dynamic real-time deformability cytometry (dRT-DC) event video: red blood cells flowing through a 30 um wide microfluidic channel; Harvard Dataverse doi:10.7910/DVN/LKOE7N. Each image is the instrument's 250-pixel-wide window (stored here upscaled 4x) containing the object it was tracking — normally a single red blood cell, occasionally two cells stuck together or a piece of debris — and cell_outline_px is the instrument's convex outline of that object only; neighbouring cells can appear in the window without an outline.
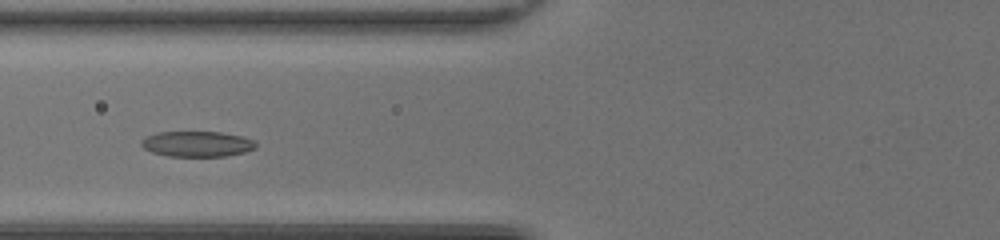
{"species": "common noctule bat (a hibernating species)", "species_latin": "Nyctalus noctula", "temperature_condition": "room temperature", "stored_images_in_passage": 39, "camera_frame_rate_fps": 3000, "um_per_image_px": 0.085, "animal": {"sex": "female", "body_mass_g": 20.0, "forearm_length_mm": 54.0}, "frame": {"image": 1, "passage_image": 10, "time_ms": 3.0, "image_size_px": [1000, 240], "cell_outline_px": [[256, 148], [244, 152], [224, 156], [168, 156], [152, 152], [144, 148], [140, 144], [140, 140], [156, 132], [220, 132], [240, 136], [252, 140], [256, 144]], "centroid_in_image_um": [16.71, 12.23], "position_along_channel_um": 109.1, "area_um2": 16.88}}
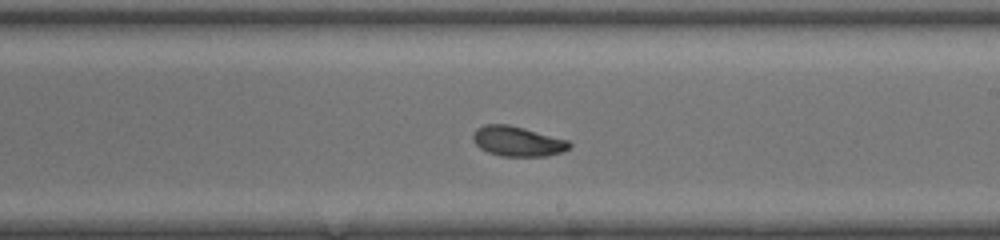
{"frame": {"image": 2, "passage_image": 20, "time_ms": 6.333, "image_size_px": [1000, 240], "cell_outline_px": [[572, 144], [568, 148], [560, 152], [548, 156], [500, 156], [488, 152], [480, 148], [476, 144], [472, 136], [476, 128], [484, 124], [508, 124], [524, 128], [568, 140]], "centroid_in_image_um": [43.97, 12.0], "position_along_channel_um": 245.0, "area_um2": 16.76}}
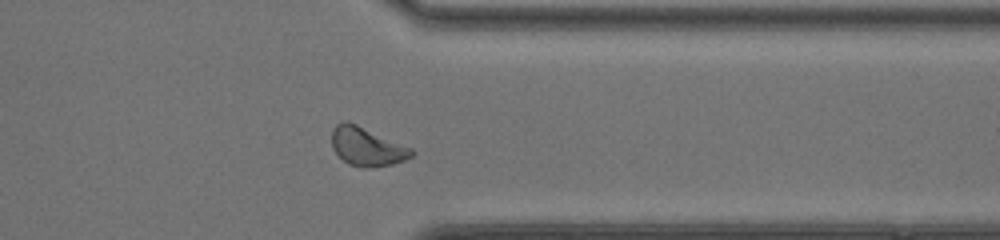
{"frame": {"image": 3, "passage_image": 30, "time_ms": 9.667, "image_size_px": [1000, 240], "cell_outline_px": [[416, 152], [412, 156], [404, 160], [392, 164], [368, 168], [360, 168], [348, 164], [332, 148], [332, 128], [336, 124], [356, 124], [412, 148]], "centroid_in_image_um": [31.21, 12.5], "position_along_channel_um": 380.2, "area_um2": 17.63}, "authors_computed_cell_mechanics": {"area_um2": 17.051, "velocity_mm_per_s": 4.0814, "shape_relaxation_time_tau1_ms": 2.1008, "shape_relaxation_time_tau2_ms": 5.2515, "deformation_change_tau1": 0.1019, "deformation_change_tau2": 0.1089}}